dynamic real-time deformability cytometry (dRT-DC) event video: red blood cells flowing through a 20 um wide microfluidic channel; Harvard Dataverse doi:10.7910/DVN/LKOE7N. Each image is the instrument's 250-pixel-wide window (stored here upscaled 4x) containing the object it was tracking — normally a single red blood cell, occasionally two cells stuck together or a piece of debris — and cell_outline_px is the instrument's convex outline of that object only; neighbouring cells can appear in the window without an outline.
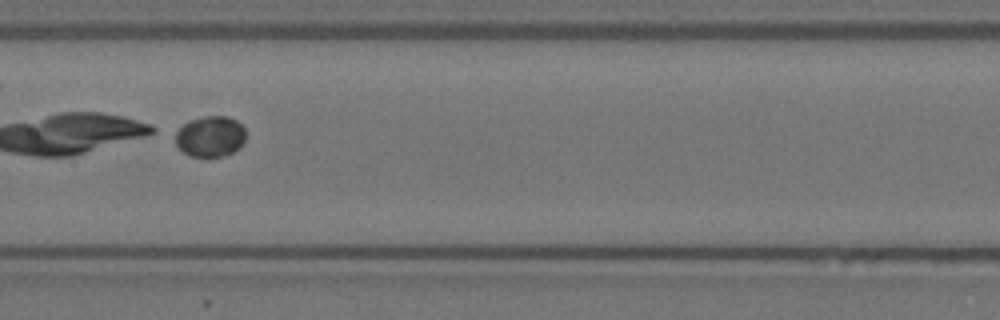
{"species": "Egyptian fruit bat (a non-hibernating species)", "species_latin": "Rousettus aegyptiacus", "temperature_condition": "warm", "stored_images_in_passage": 57, "camera_frame_rate_fps": 3000, "um_per_image_px": 0.085, "animal": {"sex": "female"}, "frame": {"image": 1, "passage_image": 29, "time_ms": 9.333, "image_size_px": [1000, 320], "cell_outline_px": [[244, 140], [240, 148], [224, 156], [188, 156], [176, 144], [172, 132], [188, 120], [204, 116], [228, 116], [236, 120], [244, 128]], "centroid_in_image_um": [17.82, 11.58], "position_along_channel_um": 189.6, "area_um2": 16.99}}
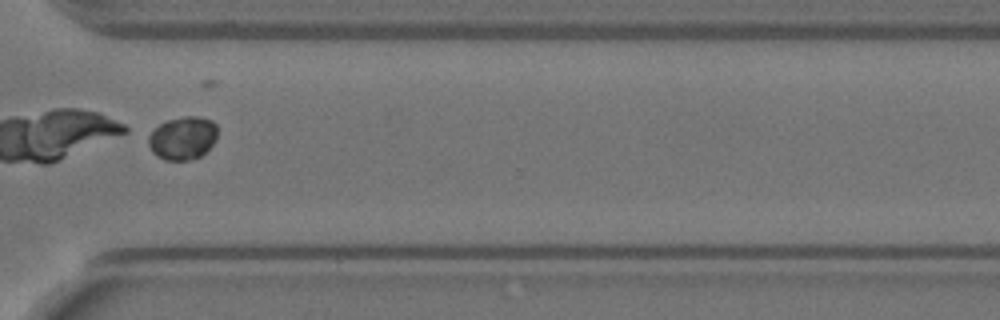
{"frame": {"image": 2, "passage_image": 43, "time_ms": 14.0, "image_size_px": [1000, 320], "cell_outline_px": [[216, 140], [200, 156], [188, 160], [164, 160], [156, 156], [152, 152], [148, 144], [148, 136], [160, 124], [168, 120], [184, 116], [200, 116], [212, 120], [216, 124]], "centroid_in_image_um": [15.52, 11.73], "position_along_channel_um": 355.1, "area_um2": 17.28}}